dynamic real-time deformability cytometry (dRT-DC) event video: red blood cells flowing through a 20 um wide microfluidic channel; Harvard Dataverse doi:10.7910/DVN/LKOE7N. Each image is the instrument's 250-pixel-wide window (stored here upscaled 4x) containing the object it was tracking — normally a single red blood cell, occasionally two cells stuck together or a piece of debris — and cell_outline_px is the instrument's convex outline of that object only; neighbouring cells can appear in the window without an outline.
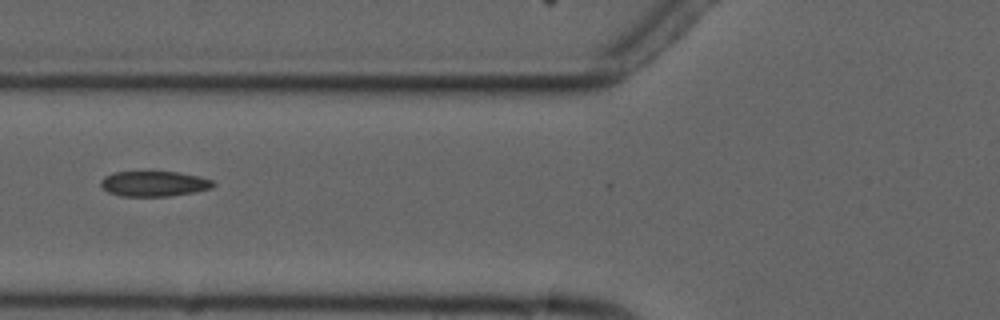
{"species": "common noctule bat (a hibernating species)", "species_latin": "Nyctalus noctula", "temperature_condition": "cold", "stored_images_in_passage": 5, "camera_frame_rate_fps": 3000, "um_per_image_px": 0.085, "animal": {"sex": "male", "forearm_length_mm": 52.5}, "frame": {"image": 1, "passage_image": 5, "time_ms": 6.0, "image_size_px": [1000, 320], "cell_outline_px": [[216, 184], [212, 188], [192, 192], [168, 196], [120, 196], [108, 192], [100, 184], [100, 180], [104, 176], [112, 172], [176, 172], [200, 176], [212, 180]], "centroid_in_image_um": [13.08, 15.61], "position_along_channel_um": 112.7, "area_um2": 16.53}}